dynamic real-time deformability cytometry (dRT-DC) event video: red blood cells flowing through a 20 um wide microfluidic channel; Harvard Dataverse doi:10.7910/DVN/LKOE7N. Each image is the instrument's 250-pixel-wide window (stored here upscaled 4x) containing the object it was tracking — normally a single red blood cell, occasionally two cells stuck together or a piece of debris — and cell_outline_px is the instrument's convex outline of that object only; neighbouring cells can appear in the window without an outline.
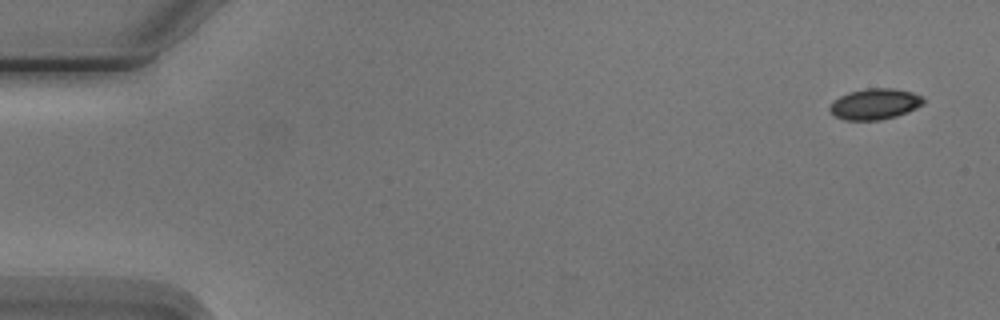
{"species": "Egyptian fruit bat (a non-hibernating species)", "species_latin": "Rousettus aegyptiacus", "temperature_condition": "cold", "stored_images_in_passage": 4, "camera_frame_rate_fps": 3000, "um_per_image_px": 0.085, "animal": {"sex": "male"}, "frame": {"image": 1, "passage_image": 1, "time_ms": 0.0, "image_size_px": [1000, 320], "cell_outline_px": [[924, 104], [908, 112], [896, 116], [876, 120], [844, 120], [836, 116], [828, 108], [832, 100], [848, 92], [864, 88], [892, 88], [912, 92], [924, 96]], "centroid_in_image_um": [74.36, 8.83], "position_along_channel_um": 10.6, "area_um2": 16.99}}